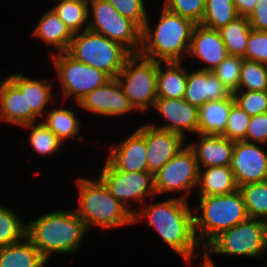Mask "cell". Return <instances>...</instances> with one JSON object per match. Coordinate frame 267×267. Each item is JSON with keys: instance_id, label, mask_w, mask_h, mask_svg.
I'll use <instances>...</instances> for the list:
<instances>
[{"instance_id": "obj_1", "label": "cell", "mask_w": 267, "mask_h": 267, "mask_svg": "<svg viewBox=\"0 0 267 267\" xmlns=\"http://www.w3.org/2000/svg\"><path fill=\"white\" fill-rule=\"evenodd\" d=\"M188 203L179 197H171L146 204L133 214V224L148 220V227L158 232L163 243L190 264L193 258H203V249L199 253L196 251L200 244L194 233L193 209Z\"/></svg>"}, {"instance_id": "obj_2", "label": "cell", "mask_w": 267, "mask_h": 267, "mask_svg": "<svg viewBox=\"0 0 267 267\" xmlns=\"http://www.w3.org/2000/svg\"><path fill=\"white\" fill-rule=\"evenodd\" d=\"M87 232L84 222L73 209L49 212L26 223V237L47 261L53 253L79 251Z\"/></svg>"}, {"instance_id": "obj_3", "label": "cell", "mask_w": 267, "mask_h": 267, "mask_svg": "<svg viewBox=\"0 0 267 267\" xmlns=\"http://www.w3.org/2000/svg\"><path fill=\"white\" fill-rule=\"evenodd\" d=\"M195 25L163 6L159 21L152 28L148 15L141 29L139 54L159 62L183 61L188 55Z\"/></svg>"}, {"instance_id": "obj_4", "label": "cell", "mask_w": 267, "mask_h": 267, "mask_svg": "<svg viewBox=\"0 0 267 267\" xmlns=\"http://www.w3.org/2000/svg\"><path fill=\"white\" fill-rule=\"evenodd\" d=\"M79 205L75 213L87 230L94 225L101 229H113L133 225V214L121 204L98 178L76 179Z\"/></svg>"}, {"instance_id": "obj_5", "label": "cell", "mask_w": 267, "mask_h": 267, "mask_svg": "<svg viewBox=\"0 0 267 267\" xmlns=\"http://www.w3.org/2000/svg\"><path fill=\"white\" fill-rule=\"evenodd\" d=\"M198 199L193 221L194 233L202 249L221 232L249 218L239 190L225 195L199 196Z\"/></svg>"}, {"instance_id": "obj_6", "label": "cell", "mask_w": 267, "mask_h": 267, "mask_svg": "<svg viewBox=\"0 0 267 267\" xmlns=\"http://www.w3.org/2000/svg\"><path fill=\"white\" fill-rule=\"evenodd\" d=\"M67 53L75 60L116 78L131 53L119 43L93 31L75 33Z\"/></svg>"}, {"instance_id": "obj_7", "label": "cell", "mask_w": 267, "mask_h": 267, "mask_svg": "<svg viewBox=\"0 0 267 267\" xmlns=\"http://www.w3.org/2000/svg\"><path fill=\"white\" fill-rule=\"evenodd\" d=\"M266 247L267 221L248 218L216 236L203 249V256L216 254L262 258Z\"/></svg>"}, {"instance_id": "obj_8", "label": "cell", "mask_w": 267, "mask_h": 267, "mask_svg": "<svg viewBox=\"0 0 267 267\" xmlns=\"http://www.w3.org/2000/svg\"><path fill=\"white\" fill-rule=\"evenodd\" d=\"M158 61L141 54H131L115 78L133 108L145 112L157 99Z\"/></svg>"}, {"instance_id": "obj_9", "label": "cell", "mask_w": 267, "mask_h": 267, "mask_svg": "<svg viewBox=\"0 0 267 267\" xmlns=\"http://www.w3.org/2000/svg\"><path fill=\"white\" fill-rule=\"evenodd\" d=\"M88 12L92 15L88 22L90 31L119 43L131 54L139 53L141 29L119 14L107 0H88Z\"/></svg>"}, {"instance_id": "obj_10", "label": "cell", "mask_w": 267, "mask_h": 267, "mask_svg": "<svg viewBox=\"0 0 267 267\" xmlns=\"http://www.w3.org/2000/svg\"><path fill=\"white\" fill-rule=\"evenodd\" d=\"M54 70L61 82L63 99L74 97L77 103L86 94L108 82L111 78L104 72L75 60L67 52L52 54Z\"/></svg>"}, {"instance_id": "obj_11", "label": "cell", "mask_w": 267, "mask_h": 267, "mask_svg": "<svg viewBox=\"0 0 267 267\" xmlns=\"http://www.w3.org/2000/svg\"><path fill=\"white\" fill-rule=\"evenodd\" d=\"M98 178L131 214L136 212L135 207L132 206L133 203L139 202L138 204L142 205L145 202L146 196L153 197L156 195L154 190V175L148 171H120L106 159Z\"/></svg>"}, {"instance_id": "obj_12", "label": "cell", "mask_w": 267, "mask_h": 267, "mask_svg": "<svg viewBox=\"0 0 267 267\" xmlns=\"http://www.w3.org/2000/svg\"><path fill=\"white\" fill-rule=\"evenodd\" d=\"M199 167L193 150L185 145L171 160L154 174V190L156 195L167 192L180 193V199L188 201L192 190L196 189Z\"/></svg>"}, {"instance_id": "obj_13", "label": "cell", "mask_w": 267, "mask_h": 267, "mask_svg": "<svg viewBox=\"0 0 267 267\" xmlns=\"http://www.w3.org/2000/svg\"><path fill=\"white\" fill-rule=\"evenodd\" d=\"M263 145L235 142L229 167L234 173L238 187L267 181V152L261 149Z\"/></svg>"}, {"instance_id": "obj_14", "label": "cell", "mask_w": 267, "mask_h": 267, "mask_svg": "<svg viewBox=\"0 0 267 267\" xmlns=\"http://www.w3.org/2000/svg\"><path fill=\"white\" fill-rule=\"evenodd\" d=\"M77 104L85 111L106 118L135 111L115 78L86 94Z\"/></svg>"}, {"instance_id": "obj_15", "label": "cell", "mask_w": 267, "mask_h": 267, "mask_svg": "<svg viewBox=\"0 0 267 267\" xmlns=\"http://www.w3.org/2000/svg\"><path fill=\"white\" fill-rule=\"evenodd\" d=\"M153 110L166 119L167 123L159 127V125L151 122V126L180 134L184 138H186L185 134H189V132L198 134L199 108L191 105L184 98H157Z\"/></svg>"}, {"instance_id": "obj_16", "label": "cell", "mask_w": 267, "mask_h": 267, "mask_svg": "<svg viewBox=\"0 0 267 267\" xmlns=\"http://www.w3.org/2000/svg\"><path fill=\"white\" fill-rule=\"evenodd\" d=\"M146 124L138 127L128 138L113 145L107 160L120 171H147Z\"/></svg>"}, {"instance_id": "obj_17", "label": "cell", "mask_w": 267, "mask_h": 267, "mask_svg": "<svg viewBox=\"0 0 267 267\" xmlns=\"http://www.w3.org/2000/svg\"><path fill=\"white\" fill-rule=\"evenodd\" d=\"M180 134L146 124L147 171L153 175L185 146ZM184 144V145H183Z\"/></svg>"}, {"instance_id": "obj_18", "label": "cell", "mask_w": 267, "mask_h": 267, "mask_svg": "<svg viewBox=\"0 0 267 267\" xmlns=\"http://www.w3.org/2000/svg\"><path fill=\"white\" fill-rule=\"evenodd\" d=\"M184 99L200 108L208 101L233 99V92L212 71L197 69L187 72Z\"/></svg>"}, {"instance_id": "obj_19", "label": "cell", "mask_w": 267, "mask_h": 267, "mask_svg": "<svg viewBox=\"0 0 267 267\" xmlns=\"http://www.w3.org/2000/svg\"><path fill=\"white\" fill-rule=\"evenodd\" d=\"M188 56L196 57L206 65L198 69H215L228 56L219 30L196 24L191 35Z\"/></svg>"}, {"instance_id": "obj_20", "label": "cell", "mask_w": 267, "mask_h": 267, "mask_svg": "<svg viewBox=\"0 0 267 267\" xmlns=\"http://www.w3.org/2000/svg\"><path fill=\"white\" fill-rule=\"evenodd\" d=\"M199 140L188 146L193 150L199 169L213 166H229L234 141L221 135L197 134Z\"/></svg>"}, {"instance_id": "obj_21", "label": "cell", "mask_w": 267, "mask_h": 267, "mask_svg": "<svg viewBox=\"0 0 267 267\" xmlns=\"http://www.w3.org/2000/svg\"><path fill=\"white\" fill-rule=\"evenodd\" d=\"M38 119L26 110L25 91H20L7 77L0 79V120L22 127Z\"/></svg>"}, {"instance_id": "obj_22", "label": "cell", "mask_w": 267, "mask_h": 267, "mask_svg": "<svg viewBox=\"0 0 267 267\" xmlns=\"http://www.w3.org/2000/svg\"><path fill=\"white\" fill-rule=\"evenodd\" d=\"M7 78L20 90L25 91L26 110H31L40 120L46 114L53 99L52 84L48 79H31L18 72L8 75Z\"/></svg>"}, {"instance_id": "obj_23", "label": "cell", "mask_w": 267, "mask_h": 267, "mask_svg": "<svg viewBox=\"0 0 267 267\" xmlns=\"http://www.w3.org/2000/svg\"><path fill=\"white\" fill-rule=\"evenodd\" d=\"M43 13L32 35L58 53L67 52L74 34L52 8Z\"/></svg>"}, {"instance_id": "obj_24", "label": "cell", "mask_w": 267, "mask_h": 267, "mask_svg": "<svg viewBox=\"0 0 267 267\" xmlns=\"http://www.w3.org/2000/svg\"><path fill=\"white\" fill-rule=\"evenodd\" d=\"M233 171L229 166H213L199 169L197 196H217L238 190Z\"/></svg>"}, {"instance_id": "obj_25", "label": "cell", "mask_w": 267, "mask_h": 267, "mask_svg": "<svg viewBox=\"0 0 267 267\" xmlns=\"http://www.w3.org/2000/svg\"><path fill=\"white\" fill-rule=\"evenodd\" d=\"M186 70L182 61H158L157 98L183 99L187 83Z\"/></svg>"}, {"instance_id": "obj_26", "label": "cell", "mask_w": 267, "mask_h": 267, "mask_svg": "<svg viewBox=\"0 0 267 267\" xmlns=\"http://www.w3.org/2000/svg\"><path fill=\"white\" fill-rule=\"evenodd\" d=\"M47 262L26 236L19 242L0 247V267H44Z\"/></svg>"}, {"instance_id": "obj_27", "label": "cell", "mask_w": 267, "mask_h": 267, "mask_svg": "<svg viewBox=\"0 0 267 267\" xmlns=\"http://www.w3.org/2000/svg\"><path fill=\"white\" fill-rule=\"evenodd\" d=\"M234 99L208 101L199 108L200 134L221 135L228 120Z\"/></svg>"}, {"instance_id": "obj_28", "label": "cell", "mask_w": 267, "mask_h": 267, "mask_svg": "<svg viewBox=\"0 0 267 267\" xmlns=\"http://www.w3.org/2000/svg\"><path fill=\"white\" fill-rule=\"evenodd\" d=\"M251 29L250 22L246 16H239L219 29L228 55L242 58L245 56Z\"/></svg>"}, {"instance_id": "obj_29", "label": "cell", "mask_w": 267, "mask_h": 267, "mask_svg": "<svg viewBox=\"0 0 267 267\" xmlns=\"http://www.w3.org/2000/svg\"><path fill=\"white\" fill-rule=\"evenodd\" d=\"M52 10L73 34L82 32V29L88 30V0H60L52 7Z\"/></svg>"}, {"instance_id": "obj_30", "label": "cell", "mask_w": 267, "mask_h": 267, "mask_svg": "<svg viewBox=\"0 0 267 267\" xmlns=\"http://www.w3.org/2000/svg\"><path fill=\"white\" fill-rule=\"evenodd\" d=\"M46 113L48 114L43 116L42 122L62 143L66 142V139L76 138L81 124L73 109L56 108Z\"/></svg>"}, {"instance_id": "obj_31", "label": "cell", "mask_w": 267, "mask_h": 267, "mask_svg": "<svg viewBox=\"0 0 267 267\" xmlns=\"http://www.w3.org/2000/svg\"><path fill=\"white\" fill-rule=\"evenodd\" d=\"M237 17L239 15L233 0H206L204 14L199 24L219 30Z\"/></svg>"}, {"instance_id": "obj_32", "label": "cell", "mask_w": 267, "mask_h": 267, "mask_svg": "<svg viewBox=\"0 0 267 267\" xmlns=\"http://www.w3.org/2000/svg\"><path fill=\"white\" fill-rule=\"evenodd\" d=\"M40 122V123H39ZM37 123V124H36ZM23 129H30L29 145L35 153L47 157L48 155L60 150L62 142L57 136L41 121L32 122L22 126Z\"/></svg>"}, {"instance_id": "obj_33", "label": "cell", "mask_w": 267, "mask_h": 267, "mask_svg": "<svg viewBox=\"0 0 267 267\" xmlns=\"http://www.w3.org/2000/svg\"><path fill=\"white\" fill-rule=\"evenodd\" d=\"M238 190L249 218L267 221V181L242 185Z\"/></svg>"}, {"instance_id": "obj_34", "label": "cell", "mask_w": 267, "mask_h": 267, "mask_svg": "<svg viewBox=\"0 0 267 267\" xmlns=\"http://www.w3.org/2000/svg\"><path fill=\"white\" fill-rule=\"evenodd\" d=\"M26 236V224L12 209L0 205V247L21 241Z\"/></svg>"}, {"instance_id": "obj_35", "label": "cell", "mask_w": 267, "mask_h": 267, "mask_svg": "<svg viewBox=\"0 0 267 267\" xmlns=\"http://www.w3.org/2000/svg\"><path fill=\"white\" fill-rule=\"evenodd\" d=\"M238 90L267 91V64L243 59Z\"/></svg>"}, {"instance_id": "obj_36", "label": "cell", "mask_w": 267, "mask_h": 267, "mask_svg": "<svg viewBox=\"0 0 267 267\" xmlns=\"http://www.w3.org/2000/svg\"><path fill=\"white\" fill-rule=\"evenodd\" d=\"M250 119L251 117L234 102L231 105L225 130L221 136L234 142L245 141Z\"/></svg>"}, {"instance_id": "obj_37", "label": "cell", "mask_w": 267, "mask_h": 267, "mask_svg": "<svg viewBox=\"0 0 267 267\" xmlns=\"http://www.w3.org/2000/svg\"><path fill=\"white\" fill-rule=\"evenodd\" d=\"M240 56L228 55L215 69L213 74L222 81L233 93L238 90L240 83V71L243 62Z\"/></svg>"}, {"instance_id": "obj_38", "label": "cell", "mask_w": 267, "mask_h": 267, "mask_svg": "<svg viewBox=\"0 0 267 267\" xmlns=\"http://www.w3.org/2000/svg\"><path fill=\"white\" fill-rule=\"evenodd\" d=\"M233 99L250 117L267 112V91L237 90Z\"/></svg>"}, {"instance_id": "obj_39", "label": "cell", "mask_w": 267, "mask_h": 267, "mask_svg": "<svg viewBox=\"0 0 267 267\" xmlns=\"http://www.w3.org/2000/svg\"><path fill=\"white\" fill-rule=\"evenodd\" d=\"M206 0H164L163 6L181 17L199 24L204 14Z\"/></svg>"}, {"instance_id": "obj_40", "label": "cell", "mask_w": 267, "mask_h": 267, "mask_svg": "<svg viewBox=\"0 0 267 267\" xmlns=\"http://www.w3.org/2000/svg\"><path fill=\"white\" fill-rule=\"evenodd\" d=\"M123 17L134 22L140 29L148 18L144 0H107Z\"/></svg>"}, {"instance_id": "obj_41", "label": "cell", "mask_w": 267, "mask_h": 267, "mask_svg": "<svg viewBox=\"0 0 267 267\" xmlns=\"http://www.w3.org/2000/svg\"><path fill=\"white\" fill-rule=\"evenodd\" d=\"M243 58L267 64V31L251 29Z\"/></svg>"}, {"instance_id": "obj_42", "label": "cell", "mask_w": 267, "mask_h": 267, "mask_svg": "<svg viewBox=\"0 0 267 267\" xmlns=\"http://www.w3.org/2000/svg\"><path fill=\"white\" fill-rule=\"evenodd\" d=\"M245 142L267 145V112L251 116Z\"/></svg>"}, {"instance_id": "obj_43", "label": "cell", "mask_w": 267, "mask_h": 267, "mask_svg": "<svg viewBox=\"0 0 267 267\" xmlns=\"http://www.w3.org/2000/svg\"><path fill=\"white\" fill-rule=\"evenodd\" d=\"M250 26L254 30L267 31V0H259L248 16Z\"/></svg>"}, {"instance_id": "obj_44", "label": "cell", "mask_w": 267, "mask_h": 267, "mask_svg": "<svg viewBox=\"0 0 267 267\" xmlns=\"http://www.w3.org/2000/svg\"><path fill=\"white\" fill-rule=\"evenodd\" d=\"M259 0H233L237 14L248 17Z\"/></svg>"}, {"instance_id": "obj_45", "label": "cell", "mask_w": 267, "mask_h": 267, "mask_svg": "<svg viewBox=\"0 0 267 267\" xmlns=\"http://www.w3.org/2000/svg\"><path fill=\"white\" fill-rule=\"evenodd\" d=\"M200 267H216L211 256H203L202 266Z\"/></svg>"}, {"instance_id": "obj_46", "label": "cell", "mask_w": 267, "mask_h": 267, "mask_svg": "<svg viewBox=\"0 0 267 267\" xmlns=\"http://www.w3.org/2000/svg\"><path fill=\"white\" fill-rule=\"evenodd\" d=\"M266 254H267V247L265 248V251H264L262 257L267 256ZM266 267H267V261H266Z\"/></svg>"}]
</instances>
